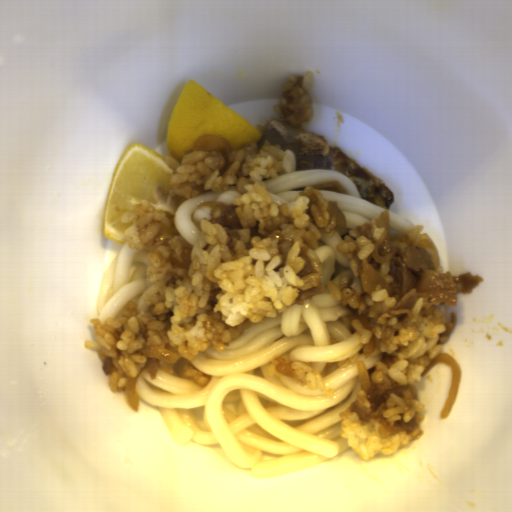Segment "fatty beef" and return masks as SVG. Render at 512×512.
<instances>
[{
	"instance_id": "1",
	"label": "fatty beef",
	"mask_w": 512,
	"mask_h": 512,
	"mask_svg": "<svg viewBox=\"0 0 512 512\" xmlns=\"http://www.w3.org/2000/svg\"><path fill=\"white\" fill-rule=\"evenodd\" d=\"M375 229L384 230L386 236L378 248L381 257L394 250L389 259V275L393 281L385 282L381 276L382 263H377L373 252L361 260L360 284L367 294L386 289L395 300L390 309L398 325L405 322L412 307L419 298H424L426 307L440 303L456 306L459 294H470L484 279L476 275L464 274L452 277L451 271H436L430 253L414 245L405 235H391L390 210L385 209L375 221Z\"/></svg>"
},
{
	"instance_id": "2",
	"label": "fatty beef",
	"mask_w": 512,
	"mask_h": 512,
	"mask_svg": "<svg viewBox=\"0 0 512 512\" xmlns=\"http://www.w3.org/2000/svg\"><path fill=\"white\" fill-rule=\"evenodd\" d=\"M390 395H396L405 403L412 404L411 399L418 400V389L414 385L402 384L396 381L392 375L383 376L381 383H370L366 392L370 406H364L359 399H355L351 405V411L357 412L360 423H367L370 420L376 421L379 426V436L390 437L399 432L412 433L419 426L418 420L414 417L409 421H394L387 418L384 413L387 411Z\"/></svg>"
},
{
	"instance_id": "3",
	"label": "fatty beef",
	"mask_w": 512,
	"mask_h": 512,
	"mask_svg": "<svg viewBox=\"0 0 512 512\" xmlns=\"http://www.w3.org/2000/svg\"><path fill=\"white\" fill-rule=\"evenodd\" d=\"M193 149L206 152L219 151L223 154L228 150H232V147L227 137L215 134L200 136L195 141Z\"/></svg>"
},
{
	"instance_id": "4",
	"label": "fatty beef",
	"mask_w": 512,
	"mask_h": 512,
	"mask_svg": "<svg viewBox=\"0 0 512 512\" xmlns=\"http://www.w3.org/2000/svg\"><path fill=\"white\" fill-rule=\"evenodd\" d=\"M239 205H228L225 207L223 215L215 220V223L221 225L224 230L228 233H233L238 229L242 228V223L236 213V209Z\"/></svg>"
},
{
	"instance_id": "5",
	"label": "fatty beef",
	"mask_w": 512,
	"mask_h": 512,
	"mask_svg": "<svg viewBox=\"0 0 512 512\" xmlns=\"http://www.w3.org/2000/svg\"><path fill=\"white\" fill-rule=\"evenodd\" d=\"M457 324V315L455 312H451L450 321L445 323V331L441 333L438 341V345H444L452 334Z\"/></svg>"
},
{
	"instance_id": "6",
	"label": "fatty beef",
	"mask_w": 512,
	"mask_h": 512,
	"mask_svg": "<svg viewBox=\"0 0 512 512\" xmlns=\"http://www.w3.org/2000/svg\"><path fill=\"white\" fill-rule=\"evenodd\" d=\"M356 231L361 236H365L367 240L374 243V228L372 224L366 222L356 227Z\"/></svg>"
},
{
	"instance_id": "7",
	"label": "fatty beef",
	"mask_w": 512,
	"mask_h": 512,
	"mask_svg": "<svg viewBox=\"0 0 512 512\" xmlns=\"http://www.w3.org/2000/svg\"><path fill=\"white\" fill-rule=\"evenodd\" d=\"M115 369L116 368L113 365L112 358L110 356L106 357L103 360V374H105L106 376L110 375L113 371H115Z\"/></svg>"
}]
</instances>
